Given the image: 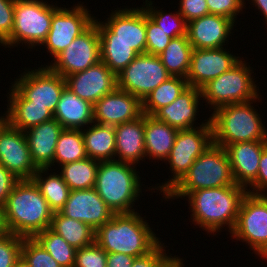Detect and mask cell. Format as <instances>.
<instances>
[{
    "label": "cell",
    "mask_w": 267,
    "mask_h": 267,
    "mask_svg": "<svg viewBox=\"0 0 267 267\" xmlns=\"http://www.w3.org/2000/svg\"><path fill=\"white\" fill-rule=\"evenodd\" d=\"M246 194L247 189L237 184L191 192L185 199L188 200V208L192 212V215L190 214L192 224L199 226L208 234L213 233V236L225 226L231 233Z\"/></svg>",
    "instance_id": "obj_1"
},
{
    "label": "cell",
    "mask_w": 267,
    "mask_h": 267,
    "mask_svg": "<svg viewBox=\"0 0 267 267\" xmlns=\"http://www.w3.org/2000/svg\"><path fill=\"white\" fill-rule=\"evenodd\" d=\"M144 218L137 211L114 214L95 231V242L107 253L144 256L162 242Z\"/></svg>",
    "instance_id": "obj_2"
},
{
    "label": "cell",
    "mask_w": 267,
    "mask_h": 267,
    "mask_svg": "<svg viewBox=\"0 0 267 267\" xmlns=\"http://www.w3.org/2000/svg\"><path fill=\"white\" fill-rule=\"evenodd\" d=\"M53 214L33 180H19L4 206L7 232L24 238L49 228Z\"/></svg>",
    "instance_id": "obj_3"
},
{
    "label": "cell",
    "mask_w": 267,
    "mask_h": 267,
    "mask_svg": "<svg viewBox=\"0 0 267 267\" xmlns=\"http://www.w3.org/2000/svg\"><path fill=\"white\" fill-rule=\"evenodd\" d=\"M262 100L261 95L252 101L219 107L210 118L213 130V143L225 148L227 145L246 141H267L266 122L254 102ZM263 122V123H262Z\"/></svg>",
    "instance_id": "obj_4"
},
{
    "label": "cell",
    "mask_w": 267,
    "mask_h": 267,
    "mask_svg": "<svg viewBox=\"0 0 267 267\" xmlns=\"http://www.w3.org/2000/svg\"><path fill=\"white\" fill-rule=\"evenodd\" d=\"M136 169L116 160L99 162L94 189L114 214L136 212L133 207L145 185Z\"/></svg>",
    "instance_id": "obj_5"
},
{
    "label": "cell",
    "mask_w": 267,
    "mask_h": 267,
    "mask_svg": "<svg viewBox=\"0 0 267 267\" xmlns=\"http://www.w3.org/2000/svg\"><path fill=\"white\" fill-rule=\"evenodd\" d=\"M230 185H235V182L229 157L225 148L213 143L194 161L189 171L163 196V199L183 200L196 190Z\"/></svg>",
    "instance_id": "obj_6"
},
{
    "label": "cell",
    "mask_w": 267,
    "mask_h": 267,
    "mask_svg": "<svg viewBox=\"0 0 267 267\" xmlns=\"http://www.w3.org/2000/svg\"><path fill=\"white\" fill-rule=\"evenodd\" d=\"M243 60L244 58L200 89L202 99L207 103L204 105H209L208 109L215 111L225 105L245 103L259 97V86L257 87L252 75L253 67Z\"/></svg>",
    "instance_id": "obj_7"
},
{
    "label": "cell",
    "mask_w": 267,
    "mask_h": 267,
    "mask_svg": "<svg viewBox=\"0 0 267 267\" xmlns=\"http://www.w3.org/2000/svg\"><path fill=\"white\" fill-rule=\"evenodd\" d=\"M58 8L43 0H15L13 30L2 46L11 49L24 43L28 49L41 47L48 36L53 13Z\"/></svg>",
    "instance_id": "obj_8"
},
{
    "label": "cell",
    "mask_w": 267,
    "mask_h": 267,
    "mask_svg": "<svg viewBox=\"0 0 267 267\" xmlns=\"http://www.w3.org/2000/svg\"><path fill=\"white\" fill-rule=\"evenodd\" d=\"M201 122L200 126L192 129L179 130L173 148L165 163L170 165L172 178L165 183L156 184L151 188L166 195L189 171L194 161L213 144V130L210 118ZM159 185V186H158Z\"/></svg>",
    "instance_id": "obj_9"
},
{
    "label": "cell",
    "mask_w": 267,
    "mask_h": 267,
    "mask_svg": "<svg viewBox=\"0 0 267 267\" xmlns=\"http://www.w3.org/2000/svg\"><path fill=\"white\" fill-rule=\"evenodd\" d=\"M104 21L94 18L100 42H123L138 54L146 53V13L143 7L117 8Z\"/></svg>",
    "instance_id": "obj_10"
},
{
    "label": "cell",
    "mask_w": 267,
    "mask_h": 267,
    "mask_svg": "<svg viewBox=\"0 0 267 267\" xmlns=\"http://www.w3.org/2000/svg\"><path fill=\"white\" fill-rule=\"evenodd\" d=\"M230 237L245 242L255 255L267 247V195L248 193L243 197Z\"/></svg>",
    "instance_id": "obj_11"
},
{
    "label": "cell",
    "mask_w": 267,
    "mask_h": 267,
    "mask_svg": "<svg viewBox=\"0 0 267 267\" xmlns=\"http://www.w3.org/2000/svg\"><path fill=\"white\" fill-rule=\"evenodd\" d=\"M29 70L26 69L10 84L30 101V105L44 106L54 114L61 93L66 87L65 78L53 72L47 65Z\"/></svg>",
    "instance_id": "obj_12"
},
{
    "label": "cell",
    "mask_w": 267,
    "mask_h": 267,
    "mask_svg": "<svg viewBox=\"0 0 267 267\" xmlns=\"http://www.w3.org/2000/svg\"><path fill=\"white\" fill-rule=\"evenodd\" d=\"M170 77L159 56L138 54L117 75V88L143 101L148 94Z\"/></svg>",
    "instance_id": "obj_13"
},
{
    "label": "cell",
    "mask_w": 267,
    "mask_h": 267,
    "mask_svg": "<svg viewBox=\"0 0 267 267\" xmlns=\"http://www.w3.org/2000/svg\"><path fill=\"white\" fill-rule=\"evenodd\" d=\"M83 4L59 7L53 13L48 36L42 43L53 59L94 22L95 16Z\"/></svg>",
    "instance_id": "obj_14"
},
{
    "label": "cell",
    "mask_w": 267,
    "mask_h": 267,
    "mask_svg": "<svg viewBox=\"0 0 267 267\" xmlns=\"http://www.w3.org/2000/svg\"><path fill=\"white\" fill-rule=\"evenodd\" d=\"M53 61L47 66L63 78L84 71L101 61L100 36L96 23L93 22L83 33L77 36Z\"/></svg>",
    "instance_id": "obj_15"
},
{
    "label": "cell",
    "mask_w": 267,
    "mask_h": 267,
    "mask_svg": "<svg viewBox=\"0 0 267 267\" xmlns=\"http://www.w3.org/2000/svg\"><path fill=\"white\" fill-rule=\"evenodd\" d=\"M0 164L19 180H32L38 170L32 161L24 131L10 124L0 133Z\"/></svg>",
    "instance_id": "obj_16"
},
{
    "label": "cell",
    "mask_w": 267,
    "mask_h": 267,
    "mask_svg": "<svg viewBox=\"0 0 267 267\" xmlns=\"http://www.w3.org/2000/svg\"><path fill=\"white\" fill-rule=\"evenodd\" d=\"M226 47L193 49L190 69L186 77L188 85L201 89L208 82L229 71L241 60Z\"/></svg>",
    "instance_id": "obj_17"
},
{
    "label": "cell",
    "mask_w": 267,
    "mask_h": 267,
    "mask_svg": "<svg viewBox=\"0 0 267 267\" xmlns=\"http://www.w3.org/2000/svg\"><path fill=\"white\" fill-rule=\"evenodd\" d=\"M65 82L67 88L93 105L117 88V76L102 61L66 76Z\"/></svg>",
    "instance_id": "obj_18"
},
{
    "label": "cell",
    "mask_w": 267,
    "mask_h": 267,
    "mask_svg": "<svg viewBox=\"0 0 267 267\" xmlns=\"http://www.w3.org/2000/svg\"><path fill=\"white\" fill-rule=\"evenodd\" d=\"M60 212L66 217L88 224L95 231L114 215L94 187L70 191Z\"/></svg>",
    "instance_id": "obj_19"
},
{
    "label": "cell",
    "mask_w": 267,
    "mask_h": 267,
    "mask_svg": "<svg viewBox=\"0 0 267 267\" xmlns=\"http://www.w3.org/2000/svg\"><path fill=\"white\" fill-rule=\"evenodd\" d=\"M143 115L142 101L116 88L94 104V123L116 126L134 121Z\"/></svg>",
    "instance_id": "obj_20"
},
{
    "label": "cell",
    "mask_w": 267,
    "mask_h": 267,
    "mask_svg": "<svg viewBox=\"0 0 267 267\" xmlns=\"http://www.w3.org/2000/svg\"><path fill=\"white\" fill-rule=\"evenodd\" d=\"M234 23L225 16L207 14L187 23V37L193 49L221 48L234 33Z\"/></svg>",
    "instance_id": "obj_21"
},
{
    "label": "cell",
    "mask_w": 267,
    "mask_h": 267,
    "mask_svg": "<svg viewBox=\"0 0 267 267\" xmlns=\"http://www.w3.org/2000/svg\"><path fill=\"white\" fill-rule=\"evenodd\" d=\"M267 141L237 142L225 147L235 184L246 189L256 180Z\"/></svg>",
    "instance_id": "obj_22"
},
{
    "label": "cell",
    "mask_w": 267,
    "mask_h": 267,
    "mask_svg": "<svg viewBox=\"0 0 267 267\" xmlns=\"http://www.w3.org/2000/svg\"><path fill=\"white\" fill-rule=\"evenodd\" d=\"M63 130L62 125L53 118L24 131L32 161L37 168H50L51 172L55 171L51 168L55 166L56 144Z\"/></svg>",
    "instance_id": "obj_23"
},
{
    "label": "cell",
    "mask_w": 267,
    "mask_h": 267,
    "mask_svg": "<svg viewBox=\"0 0 267 267\" xmlns=\"http://www.w3.org/2000/svg\"><path fill=\"white\" fill-rule=\"evenodd\" d=\"M200 100H203L201 90L189 86L174 102L162 107L153 116L178 130L196 128L194 123H198L195 120H198Z\"/></svg>",
    "instance_id": "obj_24"
},
{
    "label": "cell",
    "mask_w": 267,
    "mask_h": 267,
    "mask_svg": "<svg viewBox=\"0 0 267 267\" xmlns=\"http://www.w3.org/2000/svg\"><path fill=\"white\" fill-rule=\"evenodd\" d=\"M116 136L115 160L133 165L146 157L144 114L134 121L114 126ZM118 158V159H117Z\"/></svg>",
    "instance_id": "obj_25"
},
{
    "label": "cell",
    "mask_w": 267,
    "mask_h": 267,
    "mask_svg": "<svg viewBox=\"0 0 267 267\" xmlns=\"http://www.w3.org/2000/svg\"><path fill=\"white\" fill-rule=\"evenodd\" d=\"M53 117L64 129L83 130L94 122V105L65 87Z\"/></svg>",
    "instance_id": "obj_26"
},
{
    "label": "cell",
    "mask_w": 267,
    "mask_h": 267,
    "mask_svg": "<svg viewBox=\"0 0 267 267\" xmlns=\"http://www.w3.org/2000/svg\"><path fill=\"white\" fill-rule=\"evenodd\" d=\"M7 94L9 112V124L21 131H25L33 126L52 120L53 113L46 107L39 105H30L12 85Z\"/></svg>",
    "instance_id": "obj_27"
},
{
    "label": "cell",
    "mask_w": 267,
    "mask_h": 267,
    "mask_svg": "<svg viewBox=\"0 0 267 267\" xmlns=\"http://www.w3.org/2000/svg\"><path fill=\"white\" fill-rule=\"evenodd\" d=\"M144 124L146 159L165 162L173 148L179 130L157 120L154 116L145 114Z\"/></svg>",
    "instance_id": "obj_28"
},
{
    "label": "cell",
    "mask_w": 267,
    "mask_h": 267,
    "mask_svg": "<svg viewBox=\"0 0 267 267\" xmlns=\"http://www.w3.org/2000/svg\"><path fill=\"white\" fill-rule=\"evenodd\" d=\"M85 151L88 158L97 161H113L116 153V136L114 126L93 122L82 130Z\"/></svg>",
    "instance_id": "obj_29"
},
{
    "label": "cell",
    "mask_w": 267,
    "mask_h": 267,
    "mask_svg": "<svg viewBox=\"0 0 267 267\" xmlns=\"http://www.w3.org/2000/svg\"><path fill=\"white\" fill-rule=\"evenodd\" d=\"M193 48L187 35L172 38L158 55L171 76L185 78L188 75Z\"/></svg>",
    "instance_id": "obj_30"
},
{
    "label": "cell",
    "mask_w": 267,
    "mask_h": 267,
    "mask_svg": "<svg viewBox=\"0 0 267 267\" xmlns=\"http://www.w3.org/2000/svg\"><path fill=\"white\" fill-rule=\"evenodd\" d=\"M76 249L88 246L95 241V230L88 224L66 217L60 211L54 212L49 227Z\"/></svg>",
    "instance_id": "obj_31"
},
{
    "label": "cell",
    "mask_w": 267,
    "mask_h": 267,
    "mask_svg": "<svg viewBox=\"0 0 267 267\" xmlns=\"http://www.w3.org/2000/svg\"><path fill=\"white\" fill-rule=\"evenodd\" d=\"M32 180L40 189L53 212L60 211L64 207L70 189L60 174L49 173V168H38Z\"/></svg>",
    "instance_id": "obj_32"
},
{
    "label": "cell",
    "mask_w": 267,
    "mask_h": 267,
    "mask_svg": "<svg viewBox=\"0 0 267 267\" xmlns=\"http://www.w3.org/2000/svg\"><path fill=\"white\" fill-rule=\"evenodd\" d=\"M188 87L187 79L171 76L142 101L143 114L153 116L159 109L174 102Z\"/></svg>",
    "instance_id": "obj_33"
},
{
    "label": "cell",
    "mask_w": 267,
    "mask_h": 267,
    "mask_svg": "<svg viewBox=\"0 0 267 267\" xmlns=\"http://www.w3.org/2000/svg\"><path fill=\"white\" fill-rule=\"evenodd\" d=\"M99 161L86 158L60 166L58 172L70 191L90 189L95 186Z\"/></svg>",
    "instance_id": "obj_34"
},
{
    "label": "cell",
    "mask_w": 267,
    "mask_h": 267,
    "mask_svg": "<svg viewBox=\"0 0 267 267\" xmlns=\"http://www.w3.org/2000/svg\"><path fill=\"white\" fill-rule=\"evenodd\" d=\"M86 158L82 130L64 129L56 144L54 163L59 167Z\"/></svg>",
    "instance_id": "obj_35"
},
{
    "label": "cell",
    "mask_w": 267,
    "mask_h": 267,
    "mask_svg": "<svg viewBox=\"0 0 267 267\" xmlns=\"http://www.w3.org/2000/svg\"><path fill=\"white\" fill-rule=\"evenodd\" d=\"M62 267H74L77 249L50 228L33 237Z\"/></svg>",
    "instance_id": "obj_36"
},
{
    "label": "cell",
    "mask_w": 267,
    "mask_h": 267,
    "mask_svg": "<svg viewBox=\"0 0 267 267\" xmlns=\"http://www.w3.org/2000/svg\"><path fill=\"white\" fill-rule=\"evenodd\" d=\"M154 1L145 0V5L143 2V9L147 16L156 23L166 34L172 38L187 35V22L177 11L175 13H166L164 10L157 9ZM154 7H153V6ZM156 8V9H155Z\"/></svg>",
    "instance_id": "obj_37"
},
{
    "label": "cell",
    "mask_w": 267,
    "mask_h": 267,
    "mask_svg": "<svg viewBox=\"0 0 267 267\" xmlns=\"http://www.w3.org/2000/svg\"><path fill=\"white\" fill-rule=\"evenodd\" d=\"M138 53L123 42H100V60L117 76Z\"/></svg>",
    "instance_id": "obj_38"
},
{
    "label": "cell",
    "mask_w": 267,
    "mask_h": 267,
    "mask_svg": "<svg viewBox=\"0 0 267 267\" xmlns=\"http://www.w3.org/2000/svg\"><path fill=\"white\" fill-rule=\"evenodd\" d=\"M21 257L30 267H62L34 238H23Z\"/></svg>",
    "instance_id": "obj_39"
},
{
    "label": "cell",
    "mask_w": 267,
    "mask_h": 267,
    "mask_svg": "<svg viewBox=\"0 0 267 267\" xmlns=\"http://www.w3.org/2000/svg\"><path fill=\"white\" fill-rule=\"evenodd\" d=\"M23 238L7 232L0 239V267H14L21 257Z\"/></svg>",
    "instance_id": "obj_40"
},
{
    "label": "cell",
    "mask_w": 267,
    "mask_h": 267,
    "mask_svg": "<svg viewBox=\"0 0 267 267\" xmlns=\"http://www.w3.org/2000/svg\"><path fill=\"white\" fill-rule=\"evenodd\" d=\"M107 252L95 241L76 251L74 267H106Z\"/></svg>",
    "instance_id": "obj_41"
},
{
    "label": "cell",
    "mask_w": 267,
    "mask_h": 267,
    "mask_svg": "<svg viewBox=\"0 0 267 267\" xmlns=\"http://www.w3.org/2000/svg\"><path fill=\"white\" fill-rule=\"evenodd\" d=\"M172 40L156 23L146 14V53L159 55Z\"/></svg>",
    "instance_id": "obj_42"
},
{
    "label": "cell",
    "mask_w": 267,
    "mask_h": 267,
    "mask_svg": "<svg viewBox=\"0 0 267 267\" xmlns=\"http://www.w3.org/2000/svg\"><path fill=\"white\" fill-rule=\"evenodd\" d=\"M209 14L225 16L235 23L237 15L246 7L245 0H206Z\"/></svg>",
    "instance_id": "obj_43"
},
{
    "label": "cell",
    "mask_w": 267,
    "mask_h": 267,
    "mask_svg": "<svg viewBox=\"0 0 267 267\" xmlns=\"http://www.w3.org/2000/svg\"><path fill=\"white\" fill-rule=\"evenodd\" d=\"M15 0H0V46L11 36Z\"/></svg>",
    "instance_id": "obj_44"
},
{
    "label": "cell",
    "mask_w": 267,
    "mask_h": 267,
    "mask_svg": "<svg viewBox=\"0 0 267 267\" xmlns=\"http://www.w3.org/2000/svg\"><path fill=\"white\" fill-rule=\"evenodd\" d=\"M179 3L178 12L187 23L209 14L206 0H179Z\"/></svg>",
    "instance_id": "obj_45"
},
{
    "label": "cell",
    "mask_w": 267,
    "mask_h": 267,
    "mask_svg": "<svg viewBox=\"0 0 267 267\" xmlns=\"http://www.w3.org/2000/svg\"><path fill=\"white\" fill-rule=\"evenodd\" d=\"M247 192L257 195H267V146L262 151L257 178L247 188Z\"/></svg>",
    "instance_id": "obj_46"
},
{
    "label": "cell",
    "mask_w": 267,
    "mask_h": 267,
    "mask_svg": "<svg viewBox=\"0 0 267 267\" xmlns=\"http://www.w3.org/2000/svg\"><path fill=\"white\" fill-rule=\"evenodd\" d=\"M165 243L161 242L153 251L150 253L134 258L131 267H157L168 255L165 249Z\"/></svg>",
    "instance_id": "obj_47"
},
{
    "label": "cell",
    "mask_w": 267,
    "mask_h": 267,
    "mask_svg": "<svg viewBox=\"0 0 267 267\" xmlns=\"http://www.w3.org/2000/svg\"><path fill=\"white\" fill-rule=\"evenodd\" d=\"M19 181L9 170L0 164V205L5 206L13 187Z\"/></svg>",
    "instance_id": "obj_48"
},
{
    "label": "cell",
    "mask_w": 267,
    "mask_h": 267,
    "mask_svg": "<svg viewBox=\"0 0 267 267\" xmlns=\"http://www.w3.org/2000/svg\"><path fill=\"white\" fill-rule=\"evenodd\" d=\"M134 258L123 253H107L106 267H131Z\"/></svg>",
    "instance_id": "obj_49"
},
{
    "label": "cell",
    "mask_w": 267,
    "mask_h": 267,
    "mask_svg": "<svg viewBox=\"0 0 267 267\" xmlns=\"http://www.w3.org/2000/svg\"><path fill=\"white\" fill-rule=\"evenodd\" d=\"M184 259L176 256L168 255L157 267H184Z\"/></svg>",
    "instance_id": "obj_50"
},
{
    "label": "cell",
    "mask_w": 267,
    "mask_h": 267,
    "mask_svg": "<svg viewBox=\"0 0 267 267\" xmlns=\"http://www.w3.org/2000/svg\"><path fill=\"white\" fill-rule=\"evenodd\" d=\"M248 1H251V3L249 4H252L256 7L255 10L256 9L259 10L261 15L262 14L264 15V19H265L264 24L266 23L267 25V0H248Z\"/></svg>",
    "instance_id": "obj_51"
},
{
    "label": "cell",
    "mask_w": 267,
    "mask_h": 267,
    "mask_svg": "<svg viewBox=\"0 0 267 267\" xmlns=\"http://www.w3.org/2000/svg\"><path fill=\"white\" fill-rule=\"evenodd\" d=\"M8 124H9V112L7 109L3 114V116L0 115V133L6 128Z\"/></svg>",
    "instance_id": "obj_52"
},
{
    "label": "cell",
    "mask_w": 267,
    "mask_h": 267,
    "mask_svg": "<svg viewBox=\"0 0 267 267\" xmlns=\"http://www.w3.org/2000/svg\"><path fill=\"white\" fill-rule=\"evenodd\" d=\"M0 230H7L4 218V206L0 205Z\"/></svg>",
    "instance_id": "obj_53"
},
{
    "label": "cell",
    "mask_w": 267,
    "mask_h": 267,
    "mask_svg": "<svg viewBox=\"0 0 267 267\" xmlns=\"http://www.w3.org/2000/svg\"><path fill=\"white\" fill-rule=\"evenodd\" d=\"M14 267H30V265L22 257H20L16 261Z\"/></svg>",
    "instance_id": "obj_54"
},
{
    "label": "cell",
    "mask_w": 267,
    "mask_h": 267,
    "mask_svg": "<svg viewBox=\"0 0 267 267\" xmlns=\"http://www.w3.org/2000/svg\"><path fill=\"white\" fill-rule=\"evenodd\" d=\"M260 258L267 260V247L258 255Z\"/></svg>",
    "instance_id": "obj_55"
},
{
    "label": "cell",
    "mask_w": 267,
    "mask_h": 267,
    "mask_svg": "<svg viewBox=\"0 0 267 267\" xmlns=\"http://www.w3.org/2000/svg\"><path fill=\"white\" fill-rule=\"evenodd\" d=\"M7 233V230H0V239Z\"/></svg>",
    "instance_id": "obj_56"
}]
</instances>
